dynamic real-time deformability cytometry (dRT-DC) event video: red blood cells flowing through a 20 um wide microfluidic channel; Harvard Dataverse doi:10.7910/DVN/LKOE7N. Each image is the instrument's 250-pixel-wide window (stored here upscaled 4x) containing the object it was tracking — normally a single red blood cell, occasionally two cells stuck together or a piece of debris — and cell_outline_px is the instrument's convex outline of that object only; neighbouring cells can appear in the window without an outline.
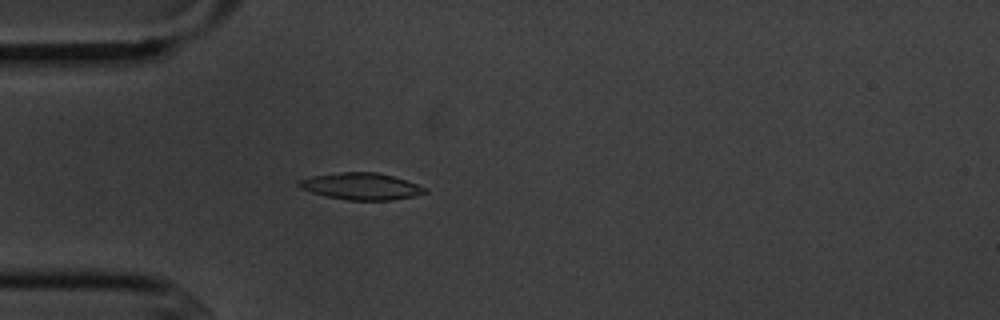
{"species": "common noctule bat (a hibernating species)", "species_latin": "Nyctalus noctula", "temperature_condition": "cold", "stored_images_in_passage": 2, "camera_frame_rate_fps": 3000, "um_per_image_px": 0.085, "animal": {"sex": "male", "body_mass_g": 20.1, "forearm_length_mm": 53.5}, "frame": {"image": 1, "passage_image": 2, "time_ms": 1.0, "image_size_px": [1000, 320], "cell_outline_px": [[428, 192], [416, 196], [392, 200], [348, 200], [328, 196], [312, 192], [300, 188], [296, 184], [300, 180], [312, 176], [340, 172], [376, 172], [392, 176], [428, 188]], "centroid_in_image_um": [30.72, 15.84], "position_along_channel_um": 54.3, "area_um2": 19.54}}